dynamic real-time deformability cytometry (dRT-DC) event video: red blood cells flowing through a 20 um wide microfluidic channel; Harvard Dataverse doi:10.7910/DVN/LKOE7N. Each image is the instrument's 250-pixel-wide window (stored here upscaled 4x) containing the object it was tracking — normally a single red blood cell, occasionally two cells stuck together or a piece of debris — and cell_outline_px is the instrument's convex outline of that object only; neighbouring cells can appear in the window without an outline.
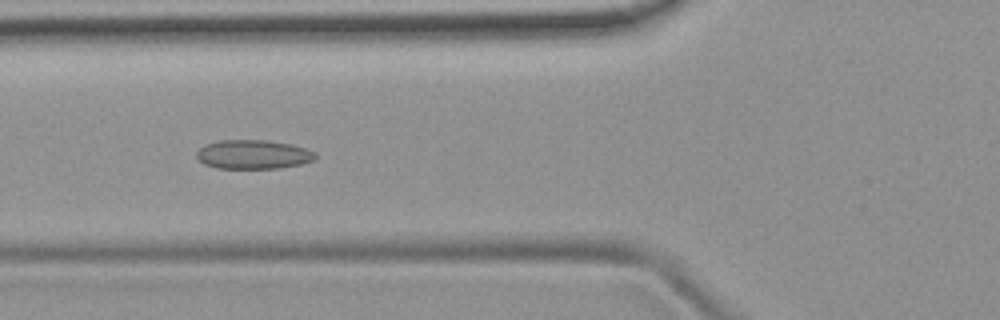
{"species": "common noctule bat (a hibernating species)", "species_latin": "Nyctalus noctula", "temperature_condition": "room temperature", "stored_images_in_passage": 50, "camera_frame_rate_fps": 3000, "um_per_image_px": 0.085, "animal": {"sex": "female", "body_mass_g": 19.9}, "frame": {"image": 1, "passage_image": 17, "time_ms": 5.333, "image_size_px": [1000, 320], "cell_outline_px": [[316, 160], [300, 164], [280, 168], [216, 168], [204, 164], [196, 156], [196, 152], [204, 144], [220, 140], [268, 140], [292, 144], [316, 152]], "centroid_in_image_um": [21.53, 13.12], "position_along_channel_um": 104.3, "area_um2": 20.23}}
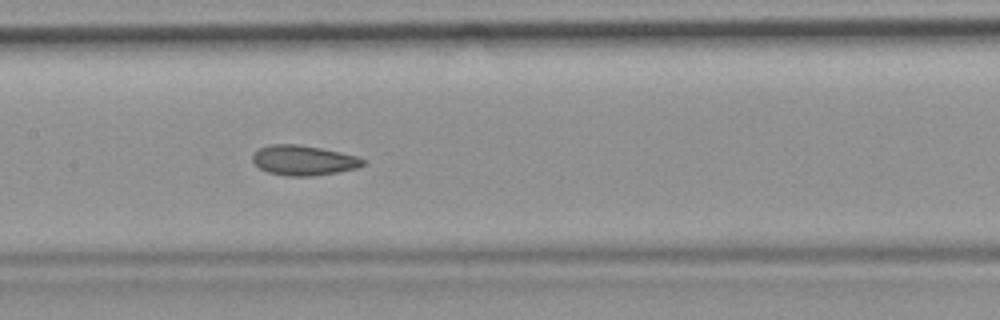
{"frame": {"image": 2, "passage_image": 23, "time_ms": 7.333, "image_size_px": [1000, 320], "cell_outline_px": [[364, 164], [356, 168], [336, 172], [312, 176], [284, 176], [268, 172], [260, 168], [252, 160], [252, 156], [260, 148], [268, 144], [296, 144], [320, 148], [356, 156], [364, 160]], "centroid_in_image_um": [25.76, 13.63], "position_along_channel_um": 181.6, "area_um2": 19.02}}
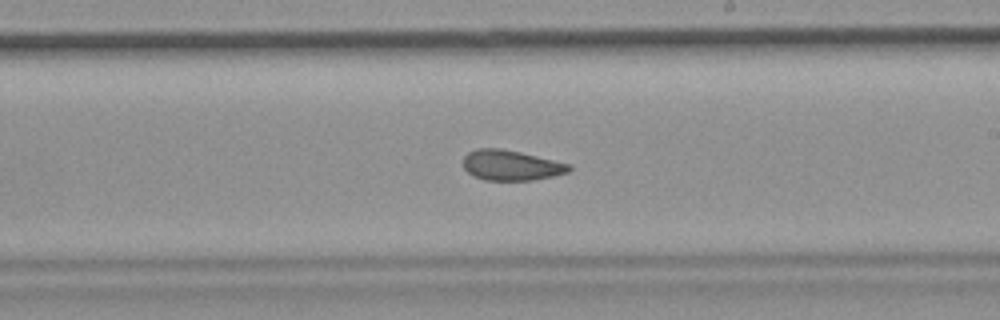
{"frame": {"image": 3, "passage_image": 28, "time_ms": 9.0, "image_size_px": [1000, 320], "cell_outline_px": [[572, 168], [568, 172], [552, 176], [532, 180], [484, 180], [472, 176], [464, 168], [464, 156], [468, 152], [476, 148], [500, 148], [520, 152], [568, 164]], "centroid_in_image_um": [43.39, 14.05], "position_along_channel_um": 245.6, "area_um2": 18.5}, "authors_computed_cell_mechanics": {"area_um2": 19.6231, "velocity_mm_per_s": 3.8637, "shape_relaxation_time_tau1_ms": 11.3612, "shape_relaxation_time_tau2_ms": 2.6163, "deformation_change_tau1": 0.1535, "deformation_change_tau2": 0.0883}}